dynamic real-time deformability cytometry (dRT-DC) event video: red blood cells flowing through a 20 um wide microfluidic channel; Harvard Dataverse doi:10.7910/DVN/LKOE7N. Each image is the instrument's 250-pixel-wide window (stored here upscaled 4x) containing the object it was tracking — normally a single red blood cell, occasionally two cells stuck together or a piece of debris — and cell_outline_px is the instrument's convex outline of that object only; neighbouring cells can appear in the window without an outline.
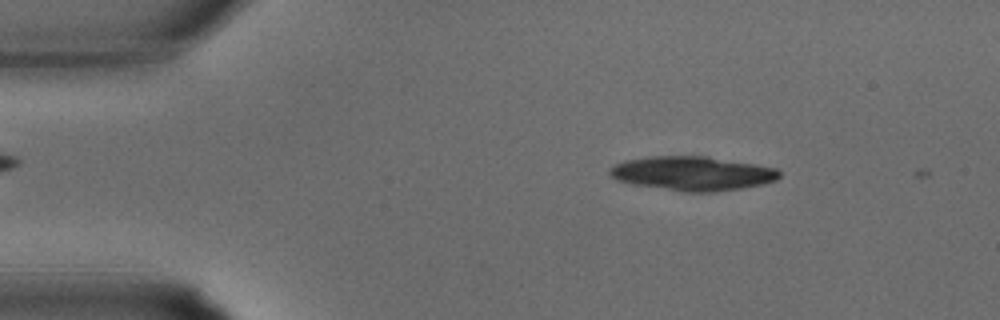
{"species": "common noctule bat (a hibernating species)", "species_latin": "Nyctalus noctula", "temperature_condition": "warm", "stored_images_in_passage": 2, "camera_frame_rate_fps": 3000, "um_per_image_px": 0.085, "animal": {"sex": "male", "body_mass_g": 15.6}, "frame": {"image": 1, "passage_image": 1, "time_ms": 0.0, "image_size_px": [1000, 320], "cell_outline_px": [[780, 176], [776, 180], [764, 184], [716, 192], [684, 192], [632, 184], [616, 180], [608, 172], [608, 168], [624, 160], [652, 156], [708, 156], [756, 164], [776, 168], [780, 172]], "centroid_in_image_um": [58.85, 14.74], "position_along_channel_um": 26.1, "area_um2": 33.93}}